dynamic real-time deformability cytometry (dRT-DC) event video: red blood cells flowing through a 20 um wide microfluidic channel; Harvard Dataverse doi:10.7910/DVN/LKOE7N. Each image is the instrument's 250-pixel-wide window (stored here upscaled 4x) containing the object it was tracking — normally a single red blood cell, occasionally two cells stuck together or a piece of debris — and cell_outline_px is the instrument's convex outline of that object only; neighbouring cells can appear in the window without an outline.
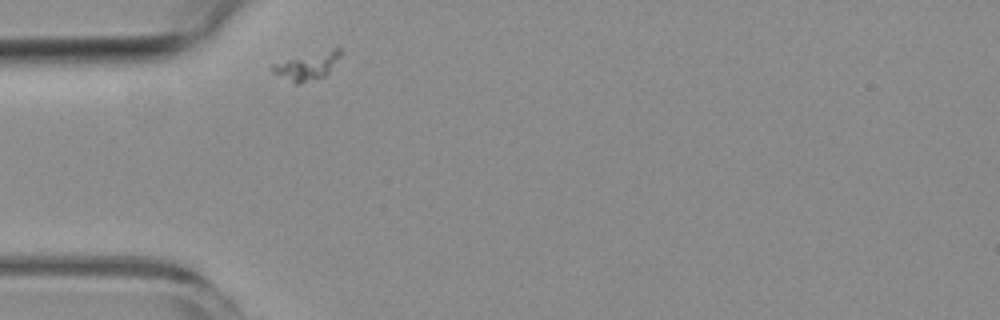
{"species": "common noctule bat (a hibernating species)", "species_latin": "Nyctalus noctula", "temperature_condition": "room temperature", "stored_images_in_passage": 1, "camera_frame_rate_fps": 3000, "um_per_image_px": 0.085, "animal": {"sex": "female", "body_mass_g": 19.3, "forearm_length_mm": 54.1}, "frame": {"image": 1, "passage_image": 1, "time_ms": 0.0, "image_size_px": [1000, 320], "cell_outline_px": [[344, 52], [328, 72], [324, 76], [296, 84], [272, 72], [268, 68], [272, 64], [336, 48], [344, 48]], "centroid_in_image_um": [26.13, 5.61], "position_along_channel_um": 58.9, "area_um2": 10.46}}